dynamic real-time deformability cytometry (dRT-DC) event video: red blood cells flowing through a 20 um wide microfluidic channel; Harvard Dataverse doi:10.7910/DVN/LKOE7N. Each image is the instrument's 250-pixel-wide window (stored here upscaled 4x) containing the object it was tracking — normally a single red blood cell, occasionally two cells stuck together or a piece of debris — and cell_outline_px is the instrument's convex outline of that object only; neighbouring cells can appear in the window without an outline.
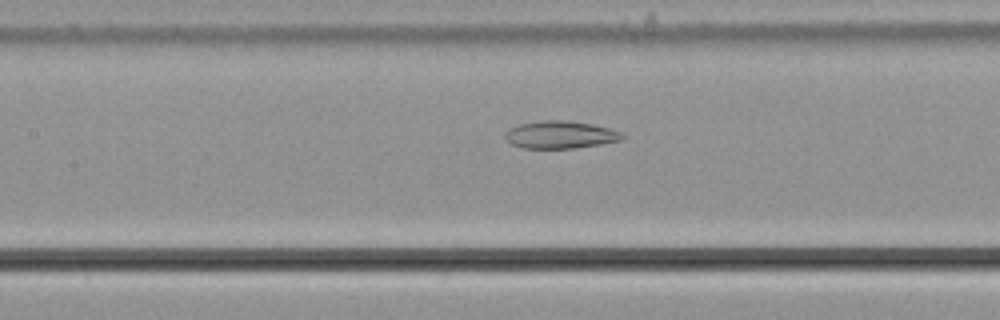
{"species": "common noctule bat (a hibernating species)", "species_latin": "Nyctalus noctula", "temperature_condition": "cold", "stored_images_in_passage": 53, "camera_frame_rate_fps": 3000, "um_per_image_px": 0.085, "animal": {"sex": "male", "body_mass_g": 21.5, "forearm_length_mm": 52.0}, "frame": {"image": 1, "passage_image": 26, "time_ms": 8.333, "image_size_px": [1000, 320], "cell_outline_px": [[624, 136], [620, 140], [600, 144], [572, 148], [524, 148], [512, 144], [504, 136], [504, 132], [508, 128], [520, 124], [544, 120], [564, 120], [592, 124], [608, 128], [620, 132]], "centroid_in_image_um": [47.58, 11.45], "position_along_channel_um": 159.8, "area_um2": 18.55}}
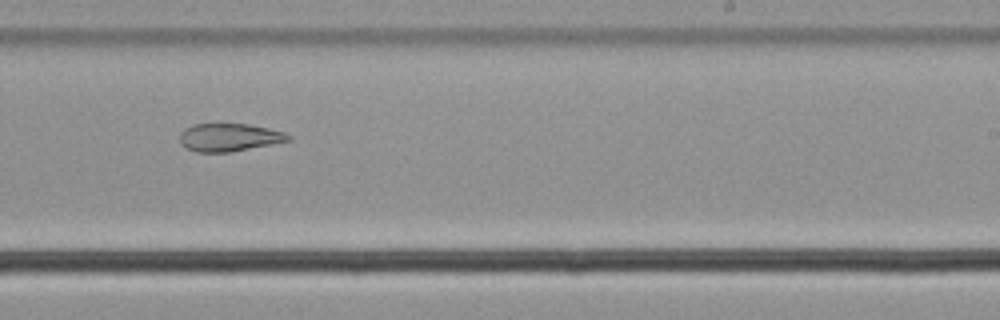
{"frame": {"image": 2, "passage_image": 35, "time_ms": 11.333, "image_size_px": [1000, 320], "cell_outline_px": [[292, 140], [232, 152], [196, 152], [180, 144], [180, 132], [184, 128], [192, 124], [248, 124], [268, 128], [284, 132], [292, 136]], "centroid_in_image_um": [19.48, 11.67], "position_along_channel_um": 269.5, "area_um2": 17.74}}
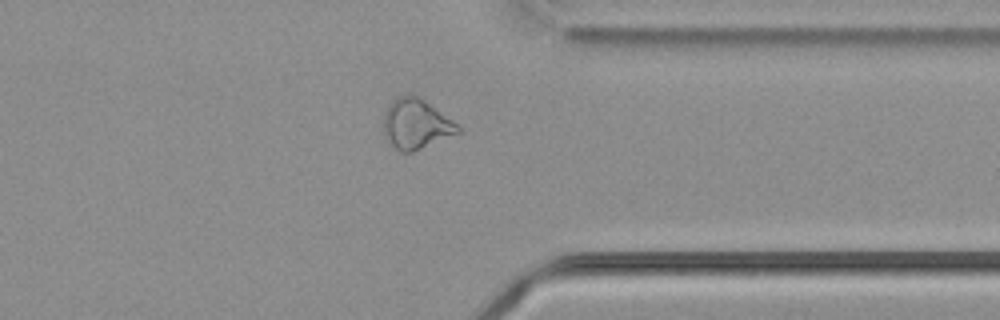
{"frame": {"image": 3, "passage_image": 44, "time_ms": 14.333, "image_size_px": [1000, 320], "cell_outline_px": [[464, 132], [412, 152], [400, 152], [384, 136], [384, 116], [388, 104], [396, 96], [412, 92], [424, 100], [452, 120]], "centroid_in_image_um": [35.37, 10.52], "position_along_channel_um": 376.0, "area_um2": 21.85}}